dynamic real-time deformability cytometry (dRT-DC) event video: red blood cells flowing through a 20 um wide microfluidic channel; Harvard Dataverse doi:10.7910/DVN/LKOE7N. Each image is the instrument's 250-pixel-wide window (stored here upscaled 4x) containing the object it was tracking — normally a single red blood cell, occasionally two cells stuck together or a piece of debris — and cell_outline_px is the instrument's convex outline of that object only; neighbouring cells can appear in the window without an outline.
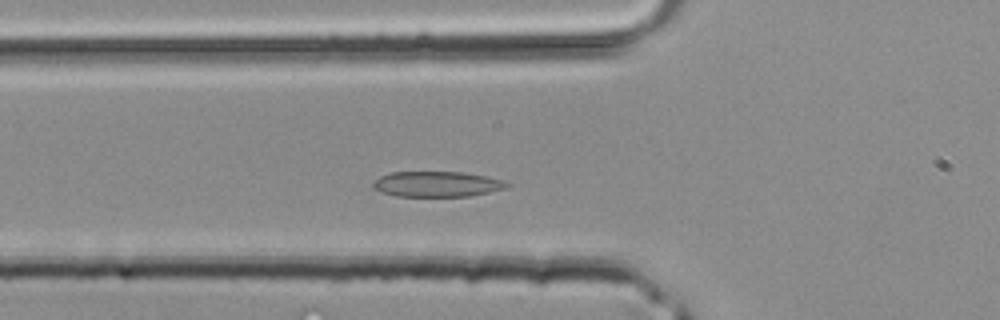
{"species": "common noctule bat (a hibernating species)", "species_latin": "Nyctalus noctula", "temperature_condition": "room temperature", "stored_images_in_passage": 35, "camera_frame_rate_fps": 3000, "um_per_image_px": 0.085, "animal": {"sex": "male", "body_mass_g": 20.4}, "frame": {"image": 1, "passage_image": 9, "time_ms": 2.667, "image_size_px": [1000, 320], "cell_outline_px": [[512, 184], [508, 188], [468, 196], [396, 196], [384, 192], [376, 188], [372, 184], [380, 176], [392, 172], [464, 172], [504, 180]], "centroid_in_image_um": [37.21, 15.64], "position_along_channel_um": 88.6, "area_um2": 19.65}}
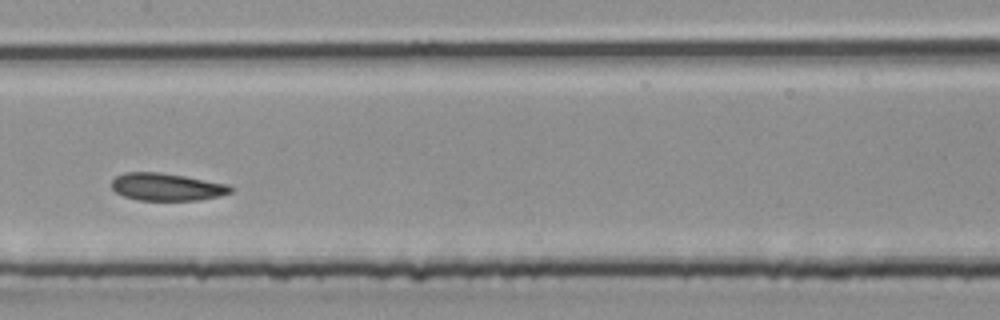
{"frame": {"image": 2, "passage_image": 15, "time_ms": 4.667, "image_size_px": [1000, 320], "cell_outline_px": [[232, 192], [220, 196], [200, 200], [136, 200], [124, 196], [116, 192], [112, 188], [112, 180], [116, 176], [124, 172], [160, 172], [184, 176], [228, 184], [232, 188]], "centroid_in_image_um": [14.16, 15.89], "position_along_channel_um": 193.2, "area_um2": 19.07}}
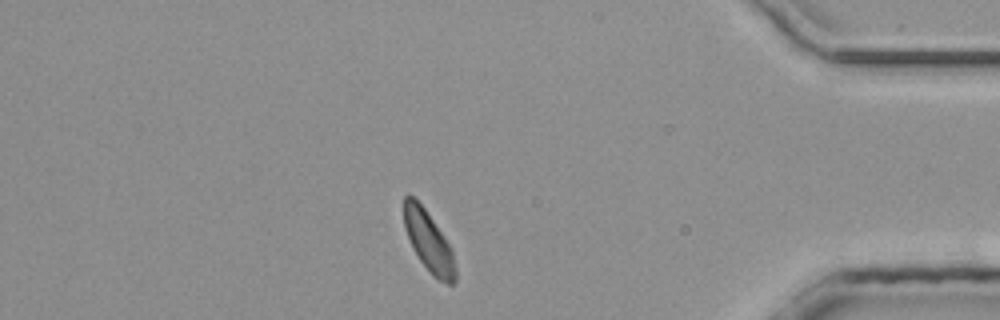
{"frame": {"image": 3, "passage_image": 29, "time_ms": 9.333, "image_size_px": [1000, 320], "cell_outline_px": [[456, 284], [448, 284], [432, 276], [420, 260], [412, 248], [404, 224], [404, 196], [408, 192], [424, 208], [448, 244], [452, 252], [456, 268]], "centroid_in_image_um": [36.43, 20.56], "position_along_channel_um": 398.8, "area_um2": 17.74}}